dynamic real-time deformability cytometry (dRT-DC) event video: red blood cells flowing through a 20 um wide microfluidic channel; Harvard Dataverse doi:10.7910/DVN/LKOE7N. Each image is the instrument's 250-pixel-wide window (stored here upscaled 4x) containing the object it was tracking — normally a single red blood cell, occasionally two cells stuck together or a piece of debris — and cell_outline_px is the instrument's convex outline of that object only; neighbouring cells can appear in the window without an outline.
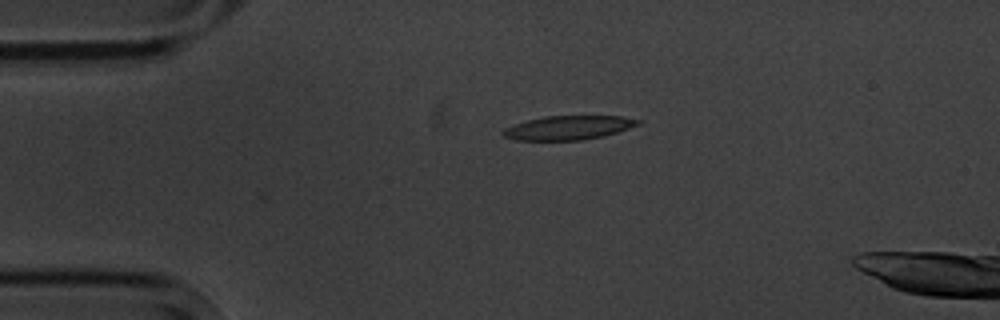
{"species": "common noctule bat (a hibernating species)", "species_latin": "Nyctalus noctula", "temperature_condition": "cold", "stored_images_in_passage": 5, "camera_frame_rate_fps": 3000, "um_per_image_px": 0.085, "animal": {"sex": "male", "body_mass_g": 20.1, "forearm_length_mm": 53.5}, "frame": {"image": 1, "passage_image": 5, "time_ms": 4.667, "image_size_px": [1000, 320], "cell_outline_px": [[644, 120], [640, 124], [604, 136], [584, 140], [516, 140], [504, 136], [500, 132], [504, 128], [528, 120], [544, 116], [620, 116]], "centroid_in_image_um": [48.33, 10.85], "position_along_channel_um": 36.7, "area_um2": 18.84}}